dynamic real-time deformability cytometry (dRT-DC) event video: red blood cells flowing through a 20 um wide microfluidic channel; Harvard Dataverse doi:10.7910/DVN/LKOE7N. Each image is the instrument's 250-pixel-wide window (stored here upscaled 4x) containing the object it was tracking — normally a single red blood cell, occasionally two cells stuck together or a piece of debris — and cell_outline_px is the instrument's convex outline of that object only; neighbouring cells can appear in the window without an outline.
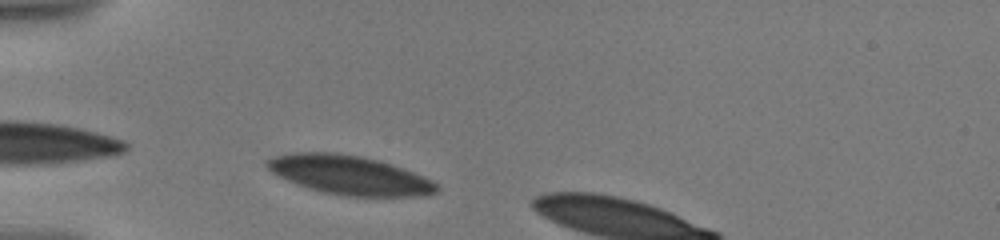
{"species": "human", "species_latin": "Homo sapiens", "temperature_condition": "warm", "stored_images_in_passage": 5, "camera_frame_rate_fps": 3000, "um_per_image_px": 0.085, "donor": {"sex": "male"}, "frame": {"image": 1, "passage_image": 1, "time_ms": 0.0, "image_size_px": [1000, 240], "cell_outline_px": [[440, 188], [436, 192], [428, 196], [344, 196], [324, 192], [308, 188], [288, 180], [272, 172], [264, 164], [272, 156], [296, 152], [336, 152], [360, 156], [392, 164], [432, 180]], "centroid_in_image_um": [29.71, 14.88], "position_along_channel_um": 55.3, "area_um2": 38.38}}
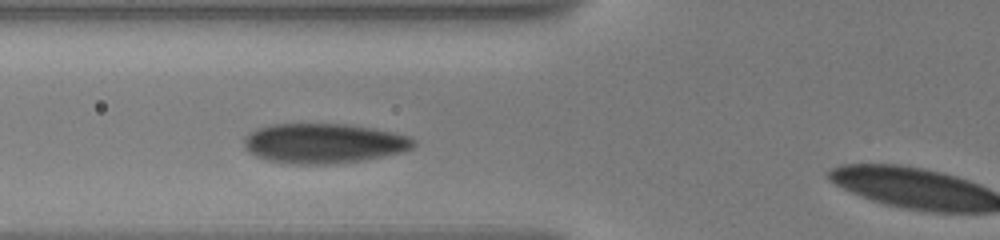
{"frame": {"image": 2, "passage_image": 4, "time_ms": 1.667, "image_size_px": [1000, 240], "cell_outline_px": [[416, 144], [412, 148], [400, 152], [360, 160], [332, 164], [292, 164], [268, 160], [256, 156], [248, 152], [244, 144], [244, 136], [248, 132], [256, 128], [272, 124], [348, 124], [372, 128], [392, 132], [408, 136], [416, 140]], "centroid_in_image_um": [27.47, 12.17], "position_along_channel_um": 98.3, "area_um2": 39.3}}